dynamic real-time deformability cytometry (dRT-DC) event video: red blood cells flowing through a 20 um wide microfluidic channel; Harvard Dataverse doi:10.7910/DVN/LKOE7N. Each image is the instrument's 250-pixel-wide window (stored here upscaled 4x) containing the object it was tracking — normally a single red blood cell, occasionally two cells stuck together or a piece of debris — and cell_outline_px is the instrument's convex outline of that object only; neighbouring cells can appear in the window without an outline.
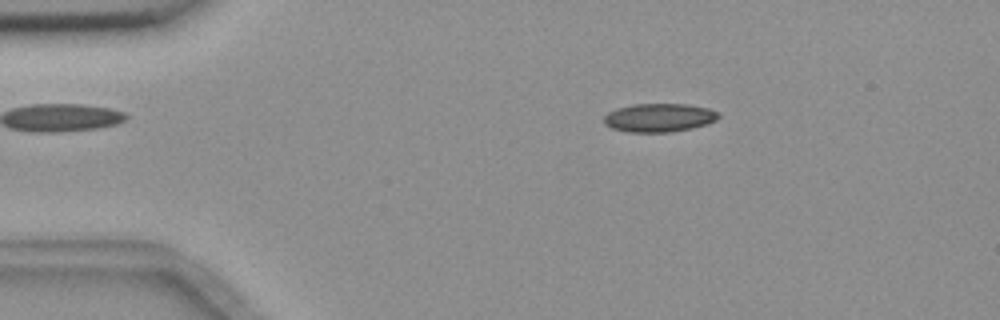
{"species": "common noctule bat (a hibernating species)", "species_latin": "Nyctalus noctula", "temperature_condition": "room temperature", "stored_images_in_passage": 47, "camera_frame_rate_fps": 3000, "um_per_image_px": 0.085, "animal": {"sex": "female", "body_mass_g": 18.4}, "frame": {"image": 1, "passage_image": 2, "time_ms": 0.333, "image_size_px": [1000, 320], "cell_outline_px": [[720, 116], [716, 120], [692, 128], [672, 132], [628, 132], [612, 128], [604, 124], [604, 116], [608, 112], [616, 108], [632, 104], [688, 104], [708, 108], [716, 112]], "centroid_in_image_um": [55.99, 10.0], "position_along_channel_um": 29.0, "area_um2": 19.02}}
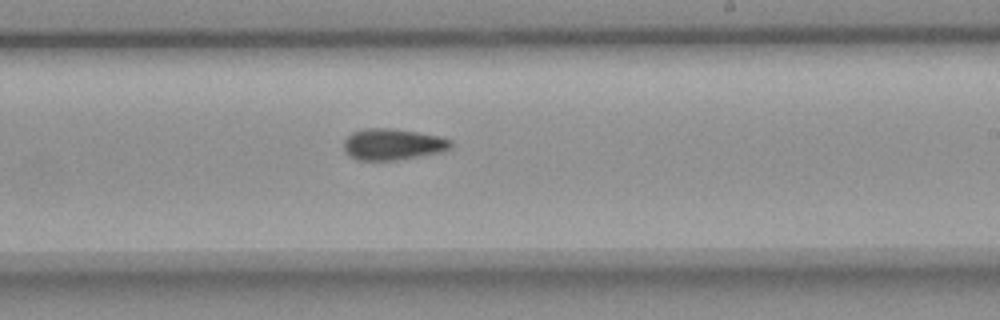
{"frame": {"image": 2, "passage_image": 25, "time_ms": 8.0, "image_size_px": [1000, 320], "cell_outline_px": [[452, 148], [440, 152], [396, 160], [356, 160], [348, 156], [344, 152], [344, 140], [352, 132], [364, 128], [392, 128], [416, 132], [436, 136], [452, 140]], "centroid_in_image_um": [33.33, 12.27], "position_along_channel_um": 255.7, "area_um2": 19.54}}
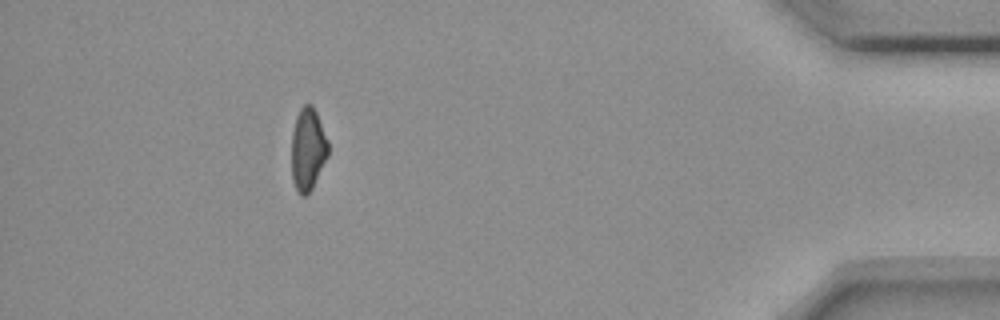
{"frame": {"image": 3, "passage_image": 42, "time_ms": 13.667, "image_size_px": [1000, 320], "cell_outline_px": [[328, 156], [308, 196], [300, 196], [292, 180], [292, 132], [296, 116], [300, 108], [304, 104], [312, 104], [316, 112], [328, 140]], "centroid_in_image_um": [26.16, 12.69], "position_along_channel_um": 409.0, "area_um2": 17.69}, "authors_computed_cell_mechanics": {"area_um2": 19.1318, "velocity_mm_per_s": 3.674, "shape_relaxation_time_tau1_ms": null, "shape_relaxation_time_tau2_ms": 6.1697, "deformation_change_tau1": null, "deformation_change_tau2": 0.1288}}